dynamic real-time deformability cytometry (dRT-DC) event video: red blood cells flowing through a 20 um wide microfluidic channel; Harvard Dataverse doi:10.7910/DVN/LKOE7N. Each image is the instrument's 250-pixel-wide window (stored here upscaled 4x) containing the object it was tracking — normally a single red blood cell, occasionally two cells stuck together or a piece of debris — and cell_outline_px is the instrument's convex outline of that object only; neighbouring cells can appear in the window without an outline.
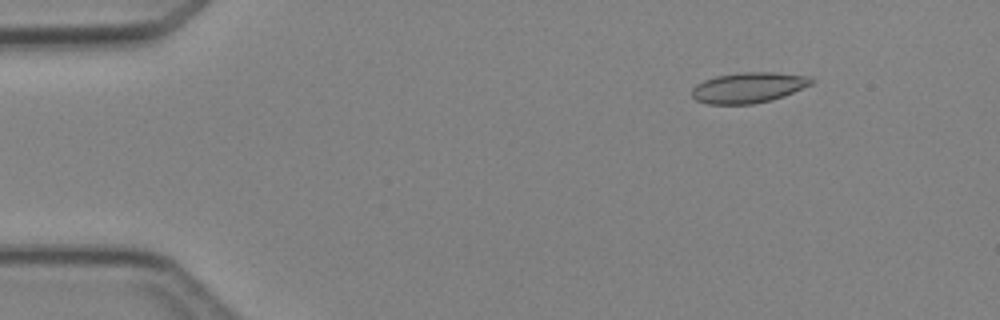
{"species": "Egyptian fruit bat (a non-hibernating species)", "species_latin": "Rousettus aegyptiacus", "temperature_condition": "cold", "stored_images_in_passage": 4, "camera_frame_rate_fps": 3000, "um_per_image_px": 0.085, "animal": {"sex": "female"}, "frame": {"image": 1, "passage_image": 2, "time_ms": 1.0, "image_size_px": [1000, 320], "cell_outline_px": [[816, 80], [812, 84], [784, 96], [772, 100], [752, 104], [708, 104], [696, 100], [692, 96], [692, 88], [696, 84], [704, 80], [716, 76], [744, 72], [776, 72], [808, 76]], "centroid_in_image_um": [63.63, 7.44], "position_along_channel_um": 21.4, "area_um2": 21.33}}
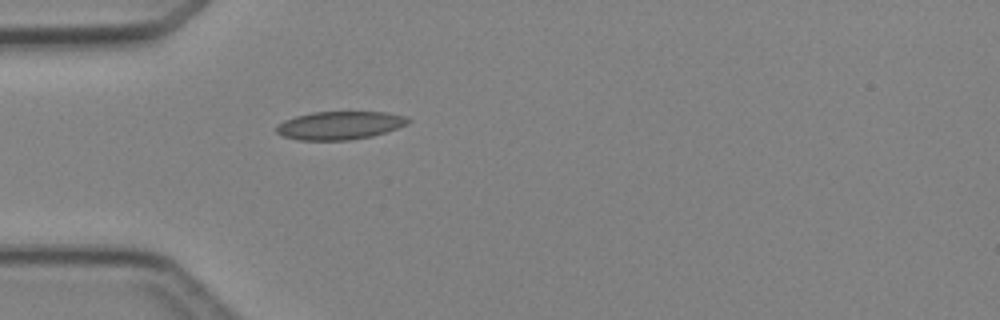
{"frame": {"image": 2, "passage_image": 4, "time_ms": 3.667, "image_size_px": [1000, 320], "cell_outline_px": [[412, 120], [408, 124], [372, 136], [348, 140], [300, 140], [284, 136], [276, 132], [276, 128], [284, 120], [296, 116], [312, 112], [384, 112], [404, 116]], "centroid_in_image_um": [28.88, 10.65], "position_along_channel_um": 56.1, "area_um2": 21.39}}